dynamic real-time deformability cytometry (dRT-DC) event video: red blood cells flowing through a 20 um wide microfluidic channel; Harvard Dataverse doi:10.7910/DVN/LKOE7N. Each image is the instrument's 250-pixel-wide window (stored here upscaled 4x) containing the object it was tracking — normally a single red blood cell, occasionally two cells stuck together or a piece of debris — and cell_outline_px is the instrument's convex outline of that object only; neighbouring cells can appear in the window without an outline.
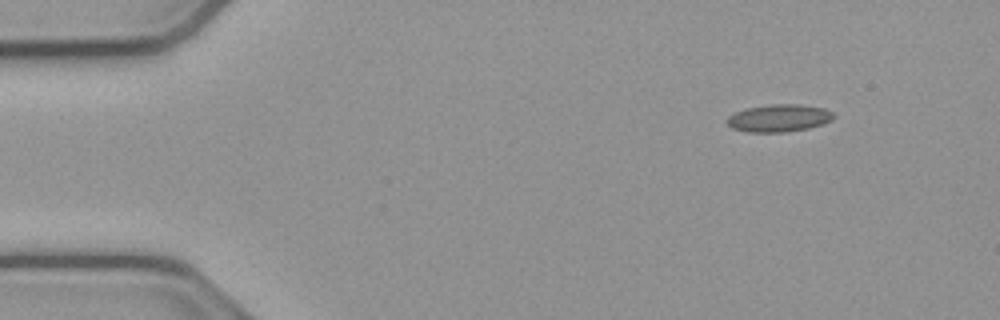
{"species": "common noctule bat (a hibernating species)", "species_latin": "Nyctalus noctula", "temperature_condition": "cold", "stored_images_in_passage": 48, "camera_frame_rate_fps": 3000, "um_per_image_px": 0.085, "animal": {"sex": "male", "body_mass_g": 23.1, "forearm_length_mm": 52.7}, "frame": {"image": 1, "passage_image": 1, "time_ms": 0.0, "image_size_px": [1000, 320], "cell_outline_px": [[836, 116], [832, 120], [824, 124], [808, 128], [784, 132], [748, 132], [732, 128], [724, 120], [728, 116], [736, 112], [748, 108], [772, 104], [796, 104], [824, 108], [832, 112]], "centroid_in_image_um": [66.22, 10.04], "position_along_channel_um": 18.8, "area_um2": 17.05}}
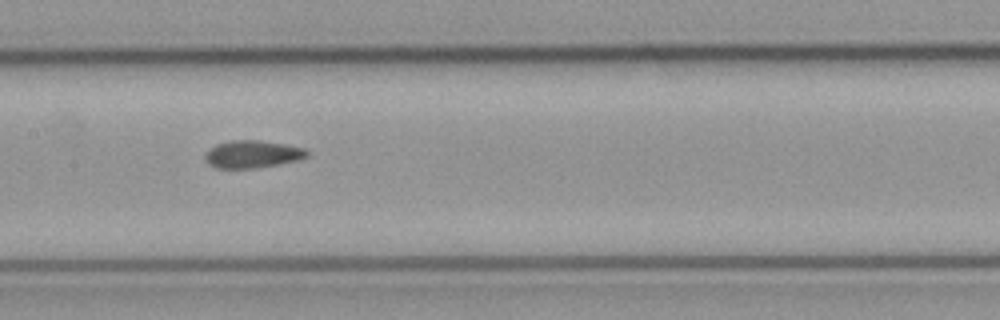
{"frame": {"image": 2, "passage_image": 21, "time_ms": 6.667, "image_size_px": [1000, 320], "cell_outline_px": [[308, 156], [296, 160], [256, 168], [216, 168], [208, 164], [204, 160], [204, 156], [216, 144], [232, 140], [260, 140], [284, 144], [304, 148], [308, 152]], "centroid_in_image_um": [21.43, 13.1], "position_along_channel_um": 186.0, "area_um2": 16.13}}
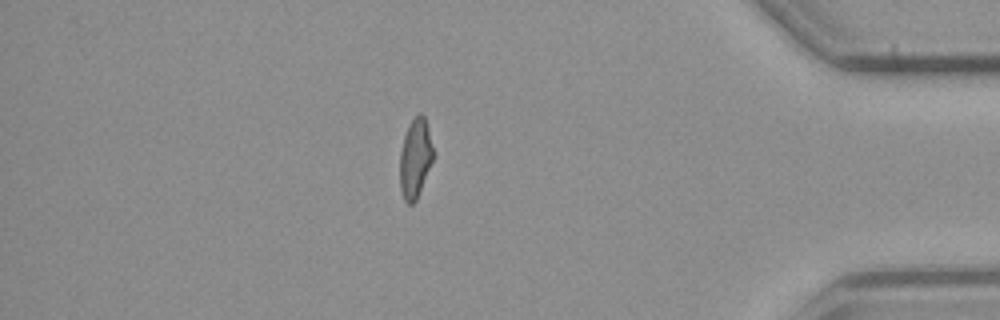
{"frame": {"image": 3, "passage_image": 41, "time_ms": 13.333, "image_size_px": [1000, 320], "cell_outline_px": [[432, 160], [416, 200], [412, 204], [408, 204], [404, 200], [400, 188], [400, 152], [404, 136], [408, 124], [420, 112], [424, 116], [428, 124], [432, 148]], "centroid_in_image_um": [35.27, 13.43], "position_along_channel_um": 399.9, "area_um2": 15.14}, "authors_computed_cell_mechanics": {"area_um2": 16.0395, "velocity_mm_per_s": 3.8255, "shape_relaxation_time_tau1_ms": null, "shape_relaxation_time_tau2_ms": 2.62, "deformation_change_tau1": null, "deformation_change_tau2": 0.0754}}